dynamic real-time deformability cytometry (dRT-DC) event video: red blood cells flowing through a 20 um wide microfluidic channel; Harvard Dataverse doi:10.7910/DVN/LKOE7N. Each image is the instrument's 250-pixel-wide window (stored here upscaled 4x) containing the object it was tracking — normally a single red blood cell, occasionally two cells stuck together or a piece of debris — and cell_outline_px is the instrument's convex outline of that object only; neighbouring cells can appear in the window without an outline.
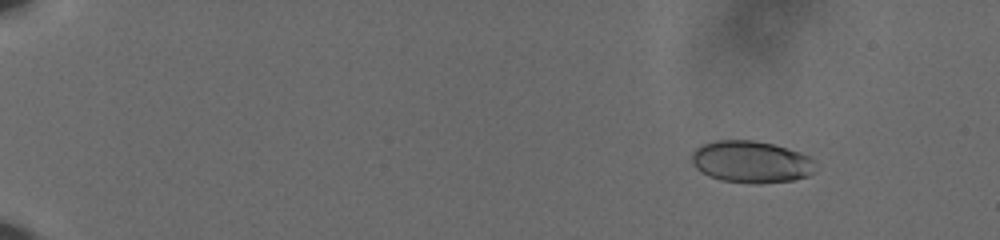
{"species": "human", "species_latin": "Homo sapiens", "temperature_condition": "cold", "stored_images_in_passage": 53, "camera_frame_rate_fps": 3000, "um_per_image_px": 0.085, "donor": {"sex": "male"}, "frame": {"image": 1, "passage_image": 1, "time_ms": 0.0, "image_size_px": [1000, 240], "cell_outline_px": [[812, 172], [808, 176], [792, 180], [760, 184], [752, 184], [720, 180], [708, 176], [700, 172], [692, 164], [692, 152], [700, 144], [716, 140], [756, 140], [772, 144], [800, 152], [808, 156], [812, 160]], "centroid_in_image_um": [63.77, 13.76], "position_along_channel_um": 21.2, "area_um2": 30.35}}
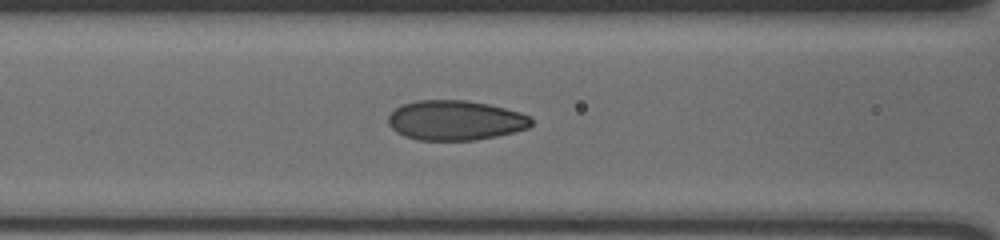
{"frame": {"image": 2, "passage_image": 22, "time_ms": 7.0, "image_size_px": [1000, 240], "cell_outline_px": [[532, 124], [528, 128], [496, 136], [476, 140], [420, 140], [404, 136], [396, 132], [388, 124], [388, 116], [396, 108], [404, 104], [416, 100], [468, 100], [488, 104], [520, 112], [532, 116]], "centroid_in_image_um": [38.71, 10.22], "position_along_channel_um": 127.9, "area_um2": 33.23}}
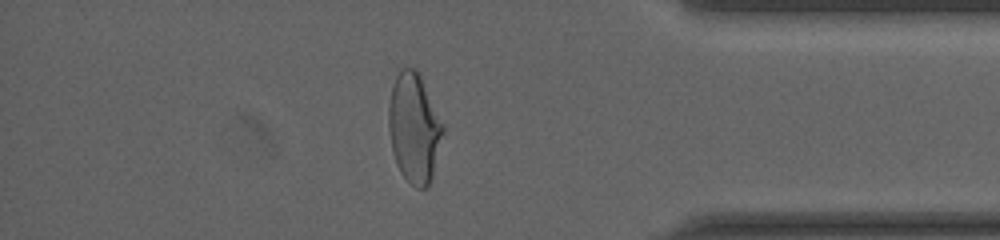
{"frame": {"image": 3, "passage_image": 46, "time_ms": 15.0, "image_size_px": [1000, 240], "cell_outline_px": [[444, 132], [432, 176], [428, 184], [424, 188], [416, 188], [400, 172], [396, 164], [392, 148], [388, 128], [388, 108], [392, 88], [396, 76], [400, 68], [416, 68], [420, 72], [444, 124]], "centroid_in_image_um": [35.21, 10.83], "position_along_channel_um": 400.0, "area_um2": 34.8}, "authors_computed_cell_mechanics": {"area_um2": 32.5992, "velocity_mm_per_s": 3.6238, "shape_relaxation_time_tau1_ms": 5.2413, "shape_relaxation_time_tau2_ms": 0.7937, "deformation_change_tau1": 0.1529, "deformation_change_tau2": 0.0512}}